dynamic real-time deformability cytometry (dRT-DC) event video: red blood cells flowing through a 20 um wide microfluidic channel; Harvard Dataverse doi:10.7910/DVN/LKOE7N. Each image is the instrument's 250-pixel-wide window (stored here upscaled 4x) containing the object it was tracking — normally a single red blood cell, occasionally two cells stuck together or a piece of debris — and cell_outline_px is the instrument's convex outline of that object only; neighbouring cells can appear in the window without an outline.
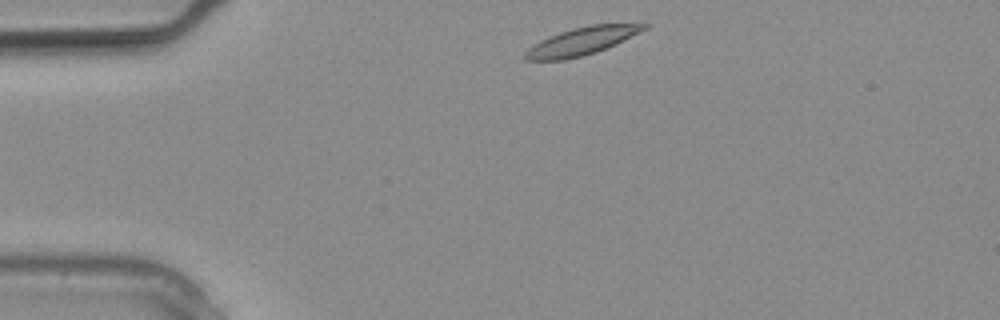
{"species": "common noctule bat (a hibernating species)", "species_latin": "Nyctalus noctula", "temperature_condition": "warm", "stored_images_in_passage": 2, "segment_of_instrument_passage": [2, 2], "camera_frame_rate_fps": 3000, "um_per_image_px": 0.085, "animal": {"sex": "male", "body_mass_g": 20.4}, "frame": {"image": 1, "passage_image": 2, "time_ms": 0.333, "image_size_px": [1000, 320], "cell_outline_px": [[648, 28], [616, 44], [596, 52], [564, 60], [524, 60], [524, 52], [528, 48], [540, 40], [560, 32], [572, 28], [588, 24], [648, 24]], "centroid_in_image_um": [49.42, 3.5], "position_along_channel_um": 35.6, "area_um2": 19.07}}